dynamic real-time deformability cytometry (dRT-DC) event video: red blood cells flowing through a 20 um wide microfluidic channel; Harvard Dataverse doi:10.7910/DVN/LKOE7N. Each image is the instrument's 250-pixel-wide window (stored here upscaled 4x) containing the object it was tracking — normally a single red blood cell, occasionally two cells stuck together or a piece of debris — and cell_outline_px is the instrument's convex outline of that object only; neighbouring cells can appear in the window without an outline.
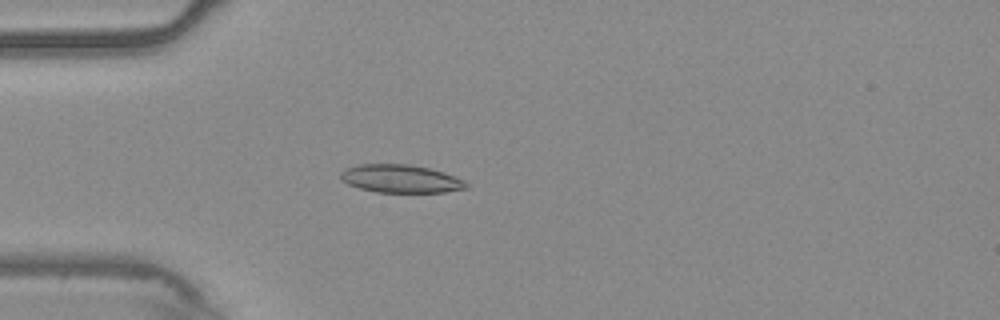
{"species": "common noctule bat (a hibernating species)", "species_latin": "Nyctalus noctula", "temperature_condition": "warm", "stored_images_in_passage": 42, "camera_frame_rate_fps": 3000, "um_per_image_px": 0.085, "animal": {"sex": "male", "body_mass_g": 20.4}, "frame": {"image": 1, "passage_image": 3, "time_ms": 0.667, "image_size_px": [1000, 320], "cell_outline_px": [[468, 188], [444, 192], [376, 192], [360, 188], [348, 184], [340, 180], [340, 172], [348, 168], [360, 164], [408, 164], [428, 168], [444, 172], [456, 176], [464, 180], [468, 184]], "centroid_in_image_um": [34.07, 15.19], "position_along_channel_um": 50.9, "area_um2": 20.52}}
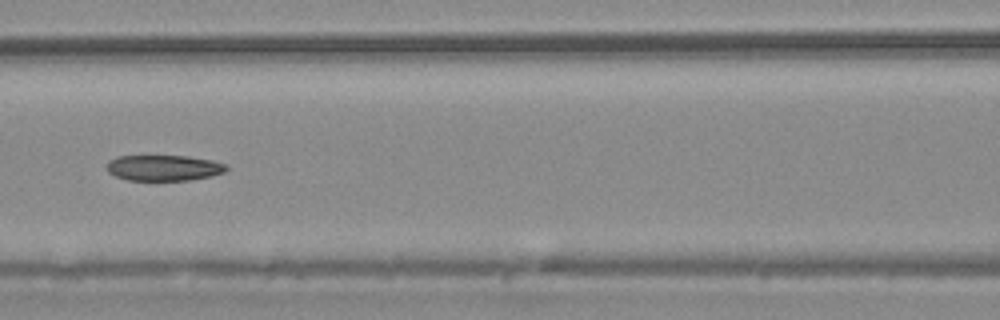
{"frame": {"image": 2, "passage_image": 12, "time_ms": 3.667, "image_size_px": [1000, 320], "cell_outline_px": [[228, 168], [224, 172], [212, 176], [188, 180], [128, 180], [116, 176], [108, 172], [108, 160], [116, 156], [188, 156], [212, 160], [228, 164]], "centroid_in_image_um": [13.95, 14.26], "position_along_channel_um": 152.7, "area_um2": 17.98}}
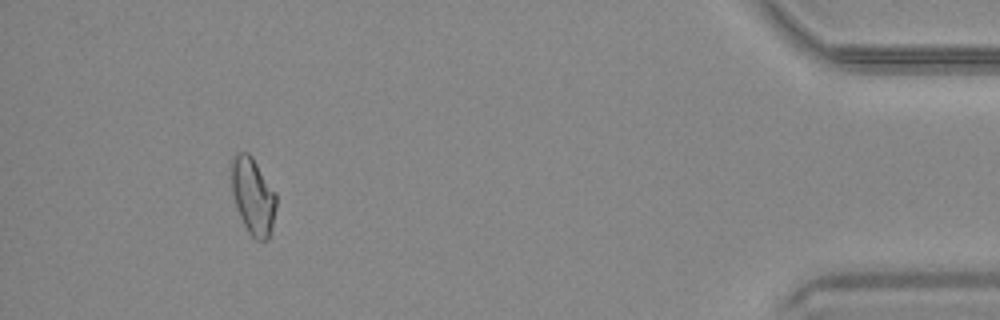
{"frame": {"image": 3, "passage_image": 38, "time_ms": 12.333, "image_size_px": [1000, 320], "cell_outline_px": [[276, 208], [272, 232], [268, 240], [256, 240], [248, 232], [240, 216], [232, 192], [232, 156], [236, 152], [248, 152], [252, 156], [276, 192]], "centroid_in_image_um": [21.53, 16.67], "position_along_channel_um": 413.7, "area_um2": 20.11}, "authors_computed_cell_mechanics": {"area_um2": 19.3919, "velocity_mm_per_s": 3.7337, "shape_relaxation_time_tau1_ms": 8.2162, "shape_relaxation_time_tau2_ms": 8.4456, "deformation_change_tau1": 0.1723, "deformation_change_tau2": 0.1507}}